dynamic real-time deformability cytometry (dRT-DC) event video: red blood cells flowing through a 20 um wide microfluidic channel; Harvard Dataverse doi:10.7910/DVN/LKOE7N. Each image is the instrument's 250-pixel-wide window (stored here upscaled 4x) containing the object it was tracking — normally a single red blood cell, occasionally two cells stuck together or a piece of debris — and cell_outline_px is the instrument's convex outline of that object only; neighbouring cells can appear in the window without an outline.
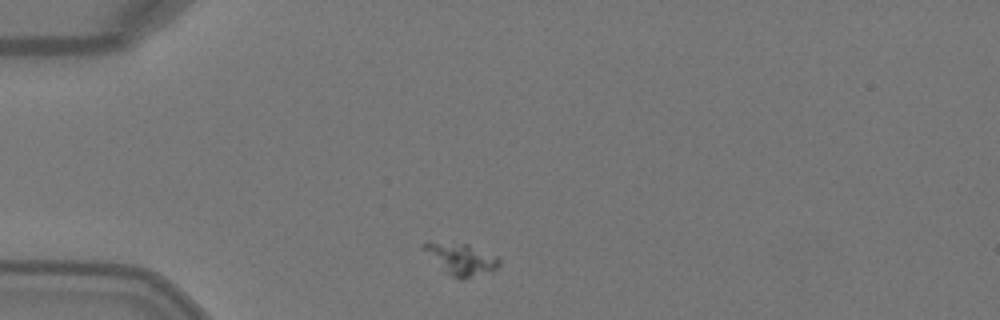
{"species": "Egyptian fruit bat (a non-hibernating species)", "species_latin": "Rousettus aegyptiacus", "temperature_condition": "warm", "stored_images_in_passage": 6, "camera_frame_rate_fps": 3000, "um_per_image_px": 0.085, "animal": {"sex": "female"}, "frame": {"image": 1, "passage_image": 1, "time_ms": 0.0, "image_size_px": [1000, 320], "cell_outline_px": [[500, 264], [496, 268], [464, 280], [460, 280], [452, 276], [420, 248], [428, 240], [468, 244], [500, 256]], "centroid_in_image_um": [39.2, 21.98], "position_along_channel_um": 45.8, "area_um2": 13.93}}
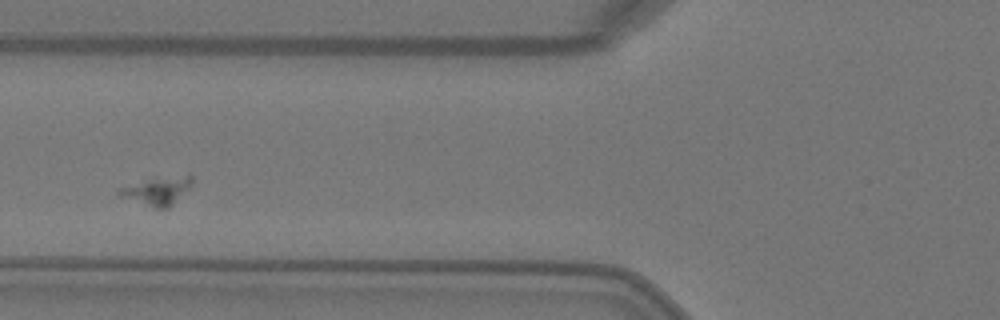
{"frame": {"image": 2, "passage_image": 3, "time_ms": 0.667, "image_size_px": [1000, 320], "cell_outline_px": [[192, 184], [168, 208], [152, 208], [120, 196], [116, 192], [120, 188], [156, 176], [188, 172], [192, 176]], "centroid_in_image_um": [13.41, 16.16], "position_along_channel_um": 112.4, "area_um2": 12.25}}
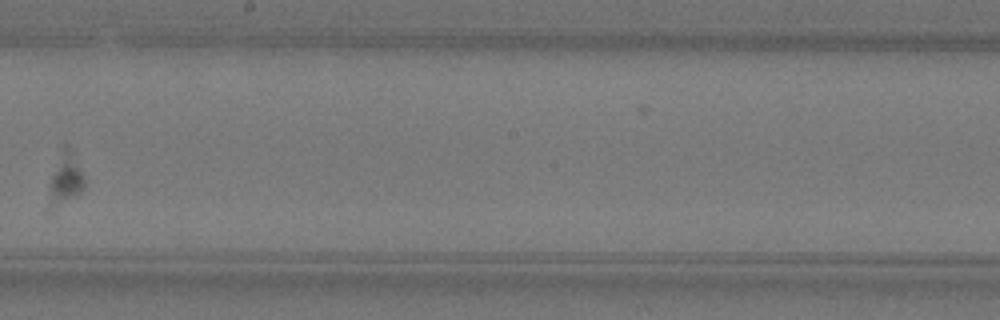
{"frame": {"image": 3, "passage_image": 6, "time_ms": 1.667, "image_size_px": [1000, 320], "cell_outline_px": [[84, 188], [76, 196], [52, 212], [48, 212], [48, 204], [52, 176], [64, 144], [68, 144], [72, 148], [84, 176]], "centroid_in_image_um": [5.57, 15.26], "position_along_channel_um": 242.6, "area_um2": 10.81}}